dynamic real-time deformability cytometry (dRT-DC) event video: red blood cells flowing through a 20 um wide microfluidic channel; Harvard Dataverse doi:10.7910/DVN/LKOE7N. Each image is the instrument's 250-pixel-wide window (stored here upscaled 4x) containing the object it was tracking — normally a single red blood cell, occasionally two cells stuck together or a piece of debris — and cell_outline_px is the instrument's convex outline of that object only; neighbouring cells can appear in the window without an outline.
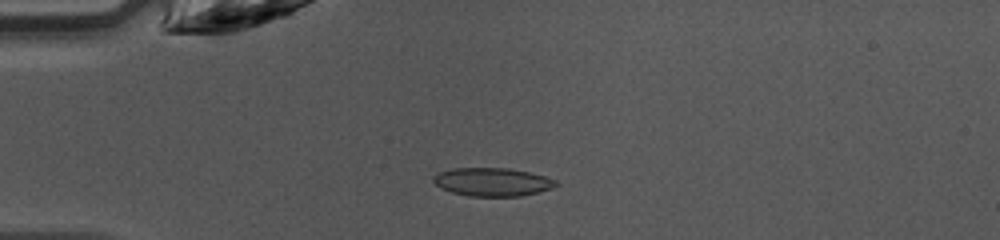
{"species": "common noctule bat (a hibernating species)", "species_latin": "Nyctalus noctula", "temperature_condition": "warm", "stored_images_in_passage": 42, "camera_frame_rate_fps": 3000, "um_per_image_px": 0.085, "animal": {"sex": "female", "body_mass_g": 10.0, "forearm_length_mm": 53.1}, "frame": {"image": 1, "passage_image": 7, "time_ms": 2.0, "image_size_px": [1000, 240], "cell_outline_px": [[560, 184], [552, 188], [520, 196], [468, 196], [452, 192], [440, 188], [432, 180], [432, 176], [440, 172], [452, 168], [508, 168], [528, 172], [544, 176], [556, 180]], "centroid_in_image_um": [41.83, 15.46], "position_along_channel_um": 43.2, "area_um2": 20.17}}
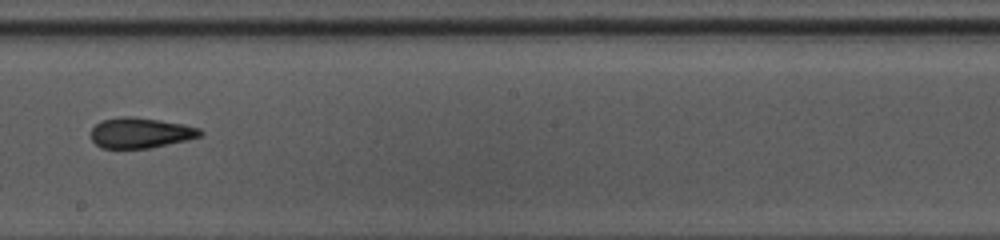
{"frame": {"image": 2, "passage_image": 22, "time_ms": 7.0, "image_size_px": [1000, 240], "cell_outline_px": [[204, 132], [200, 136], [152, 148], [100, 148], [92, 140], [88, 132], [100, 120], [120, 116], [132, 116], [160, 120], [184, 124], [200, 128]], "centroid_in_image_um": [11.89, 11.28], "position_along_channel_um": 236.3, "area_um2": 19.59}}
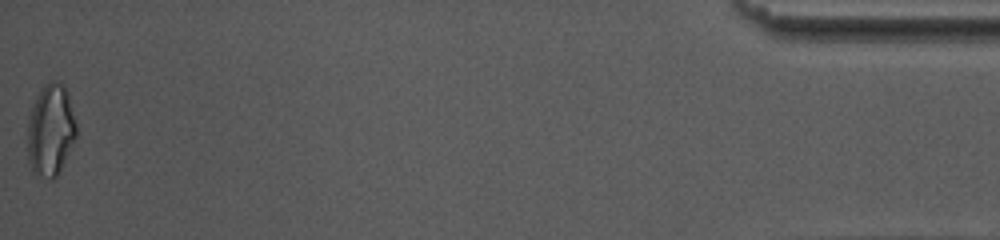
{"frame": {"image": 3, "passage_image": 42, "time_ms": 13.667, "image_size_px": [1000, 240], "cell_outline_px": [[76, 136], [56, 176], [52, 180], [36, 176], [32, 172], [28, 160], [28, 120], [36, 96], [40, 88], [48, 80], [60, 80], [64, 84], [68, 92], [76, 124]], "centroid_in_image_um": [4.29, 11.02], "position_along_channel_um": 430.9, "area_um2": 26.24}, "authors_computed_cell_mechanics": {"area_um2": 20.0566, "velocity_mm_per_s": 4.2589, "shape_relaxation_time_tau1_ms": 6.4787, "shape_relaxation_time_tau2_ms": 2.6573, "deformation_change_tau1": 0.166, "deformation_change_tau2": 0.1095}}